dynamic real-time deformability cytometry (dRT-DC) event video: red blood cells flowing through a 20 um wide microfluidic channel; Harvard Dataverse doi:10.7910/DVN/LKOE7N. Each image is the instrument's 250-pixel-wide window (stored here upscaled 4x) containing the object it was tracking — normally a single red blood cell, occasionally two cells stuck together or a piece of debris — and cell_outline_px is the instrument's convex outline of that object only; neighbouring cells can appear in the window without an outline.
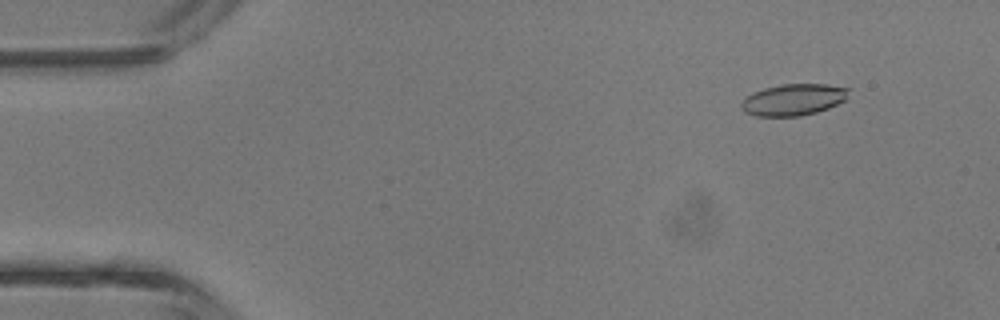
{"species": "common noctule bat (a hibernating species)", "species_latin": "Nyctalus noctula", "temperature_condition": "room temperature", "stored_images_in_passage": 4, "camera_frame_rate_fps": 3000, "um_per_image_px": 0.085, "animal": {"sex": "male", "body_mass_g": 13.3}, "frame": {"image": 1, "passage_image": 2, "time_ms": 1.0, "image_size_px": [1000, 320], "cell_outline_px": [[852, 88], [844, 100], [828, 108], [816, 112], [800, 116], [756, 116], [744, 112], [740, 108], [740, 104], [752, 92], [764, 88], [780, 84], [828, 84]], "centroid_in_image_um": [67.44, 8.46], "position_along_channel_um": 17.6, "area_um2": 19.83}}
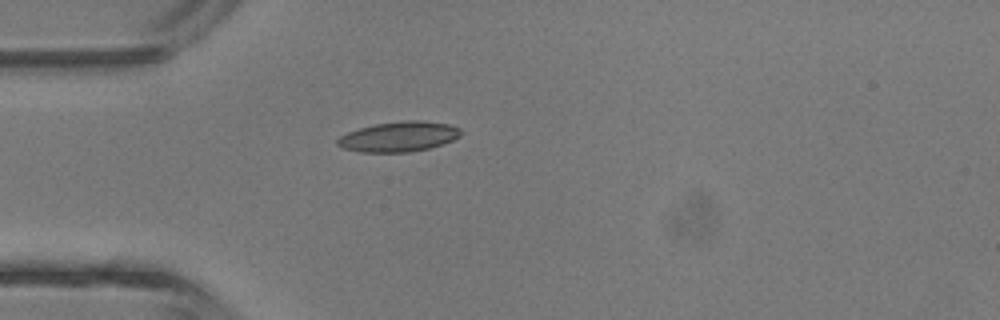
{"frame": {"image": 2, "passage_image": 4, "time_ms": 3.667, "image_size_px": [1000, 320], "cell_outline_px": [[464, 132], [460, 136], [452, 140], [428, 148], [408, 152], [360, 152], [344, 148], [336, 144], [336, 140], [340, 136], [348, 132], [360, 128], [376, 124], [404, 120], [420, 120], [448, 124], [460, 128]], "centroid_in_image_um": [33.9, 11.61], "position_along_channel_um": 51.1, "area_um2": 21.5}}